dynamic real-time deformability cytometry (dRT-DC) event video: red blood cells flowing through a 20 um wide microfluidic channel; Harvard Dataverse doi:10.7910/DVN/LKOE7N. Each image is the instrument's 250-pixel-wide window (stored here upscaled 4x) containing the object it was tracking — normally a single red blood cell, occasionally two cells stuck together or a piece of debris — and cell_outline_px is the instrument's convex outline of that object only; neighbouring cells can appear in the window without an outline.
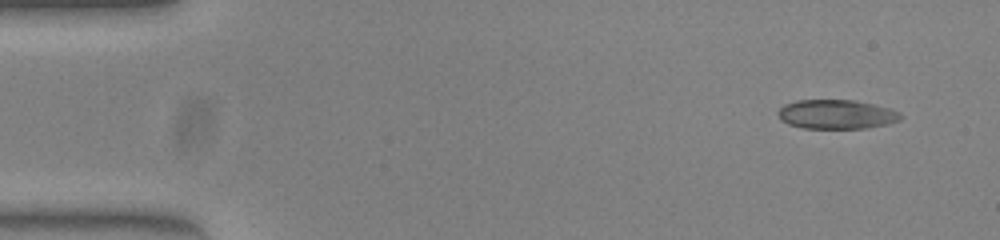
{"species": "common noctule bat (a hibernating species)", "species_latin": "Nyctalus noctula", "temperature_condition": "warm", "stored_images_in_passage": 50, "segment_of_instrument_passage": [1, 2], "camera_frame_rate_fps": 3000, "um_per_image_px": 0.085, "animal": {"sex": "female", "body_mass_g": 23.0, "forearm_length_mm": 53.4}, "frame": {"image": 1, "passage_image": 1, "time_ms": 0.0, "image_size_px": [1000, 240], "cell_outline_px": [[904, 116], [900, 120], [888, 124], [864, 128], [804, 128], [788, 124], [780, 120], [776, 112], [784, 104], [796, 100], [856, 100], [888, 108], [900, 112]], "centroid_in_image_um": [71.08, 9.71], "position_along_channel_um": 13.9, "area_um2": 20.98}}
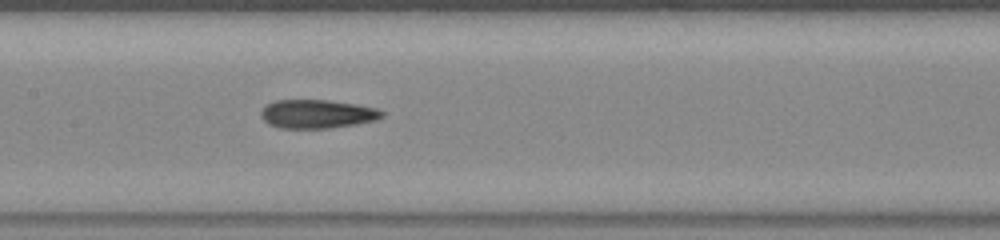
{"frame": {"image": 2, "passage_image": 22, "time_ms": 7.0, "image_size_px": [1000, 240], "cell_outline_px": [[384, 116], [376, 120], [356, 124], [328, 128], [280, 128], [268, 124], [260, 116], [260, 112], [268, 104], [276, 100], [328, 100], [356, 104], [380, 108], [384, 112]], "centroid_in_image_um": [26.99, 9.68], "position_along_channel_um": 180.4, "area_um2": 20.29}}
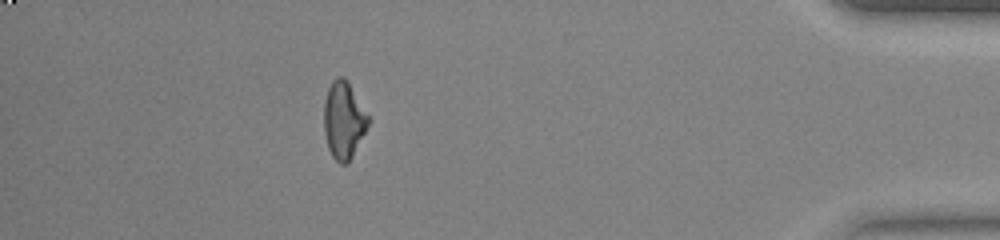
{"frame": {"image": 3, "passage_image": 43, "time_ms": 14.0, "image_size_px": [1000, 240], "cell_outline_px": [[372, 120], [348, 164], [340, 164], [332, 156], [328, 148], [324, 132], [324, 100], [328, 88], [332, 80], [336, 76], [344, 76], [348, 80]], "centroid_in_image_um": [29.23, 10.19], "position_along_channel_um": 406.0, "area_um2": 20.4}}